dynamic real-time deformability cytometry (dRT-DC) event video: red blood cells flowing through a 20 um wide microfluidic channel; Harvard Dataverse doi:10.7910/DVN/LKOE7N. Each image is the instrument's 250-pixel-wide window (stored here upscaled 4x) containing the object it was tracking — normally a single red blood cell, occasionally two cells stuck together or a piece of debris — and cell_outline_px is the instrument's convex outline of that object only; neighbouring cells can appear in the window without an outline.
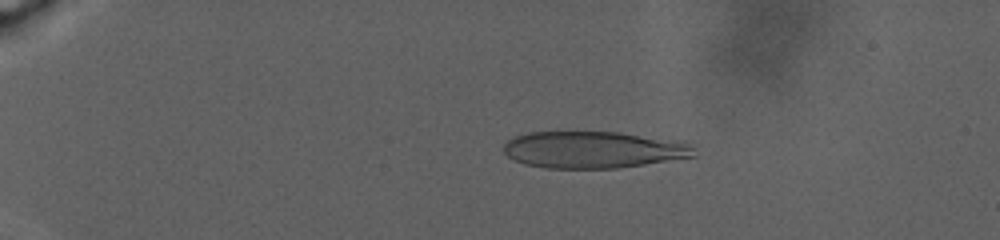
{"species": "human", "species_latin": "Homo sapiens", "temperature_condition": "warm", "stored_images_in_passage": 61, "camera_frame_rate_fps": 3000, "um_per_image_px": 0.085, "donor": {"sex": "male"}, "frame": {"image": 1, "passage_image": 16, "time_ms": 7.0, "image_size_px": [1000, 240], "cell_outline_px": [[696, 156], [644, 164], [616, 168], [544, 168], [524, 164], [508, 156], [504, 152], [504, 144], [508, 140], [516, 136], [528, 132], [620, 132], [684, 140], [692, 148]], "centroid_in_image_um": [50.46, 12.72], "position_along_channel_um": 34.5, "area_um2": 40.98}}
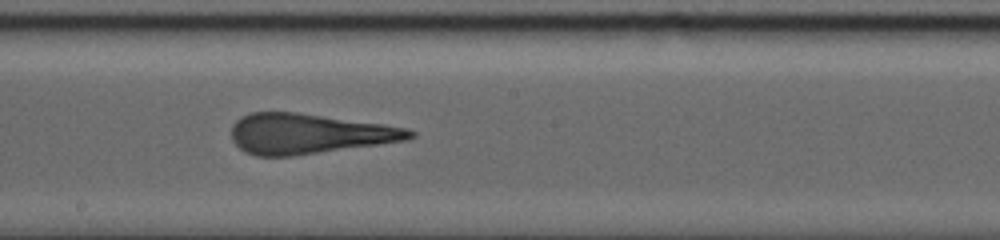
{"frame": {"image": 2, "passage_image": 35, "time_ms": 19.333, "image_size_px": [1000, 240], "cell_outline_px": [[416, 136], [408, 140], [292, 156], [256, 156], [244, 152], [232, 140], [232, 124], [240, 116], [252, 112], [296, 112], [384, 124], [408, 128], [416, 132]], "centroid_in_image_um": [26.24, 11.36], "position_along_channel_um": 222.0, "area_um2": 41.79}}
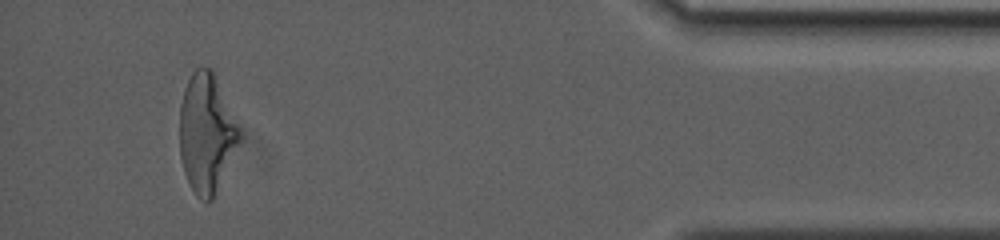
{"frame": {"image": 3, "passage_image": 56, "time_ms": 30.0, "image_size_px": [1000, 240], "cell_outline_px": [[240, 140], [212, 200], [208, 204], [200, 200], [196, 196], [188, 184], [184, 172], [180, 156], [180, 104], [184, 88], [192, 72], [196, 68], [212, 68], [240, 128]], "centroid_in_image_um": [17.53, 11.34], "position_along_channel_um": 417.7, "area_um2": 41.38}, "authors_computed_cell_mechanics": {"area_um2": 42.2518, "velocity_mm_per_s": 2.2781, "shape_relaxation_time_tau1_ms": null, "shape_relaxation_time_tau2_ms": 2.2888, "deformation_change_tau1": null, "deformation_change_tau2": 0.1381}}